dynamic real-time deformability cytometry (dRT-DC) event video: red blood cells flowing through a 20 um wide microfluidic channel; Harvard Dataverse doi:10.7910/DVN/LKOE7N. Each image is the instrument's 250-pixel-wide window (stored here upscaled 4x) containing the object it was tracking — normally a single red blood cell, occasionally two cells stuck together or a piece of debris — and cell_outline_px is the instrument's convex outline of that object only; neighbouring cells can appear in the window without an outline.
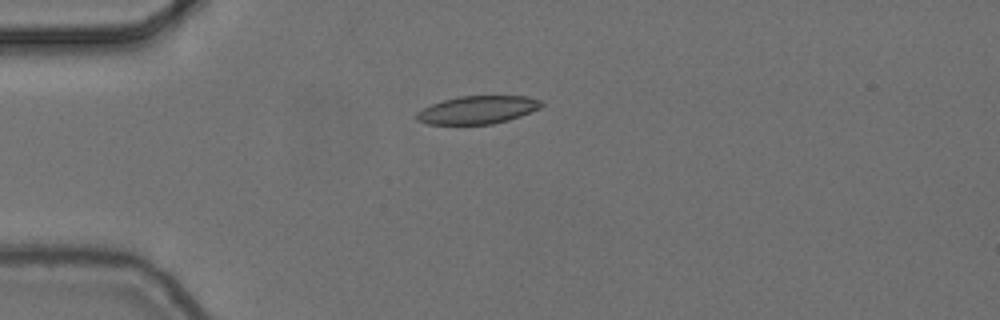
{"species": "common noctule bat (a hibernating species)", "species_latin": "Nyctalus noctula", "temperature_condition": "cold", "stored_images_in_passage": 6, "camera_frame_rate_fps": 3000, "um_per_image_px": 0.085, "animal": {"sex": "female", "body_mass_g": 24.6, "forearm_length_mm": 56.2}, "frame": {"image": 1, "passage_image": 4, "time_ms": 1.0, "image_size_px": [1000, 320], "cell_outline_px": [[544, 104], [540, 108], [520, 116], [508, 120], [492, 124], [428, 124], [416, 120], [416, 112], [432, 104], [444, 100], [460, 96], [528, 96], [544, 100]], "centroid_in_image_um": [40.64, 9.33], "position_along_channel_um": 44.4, "area_um2": 20.35}}
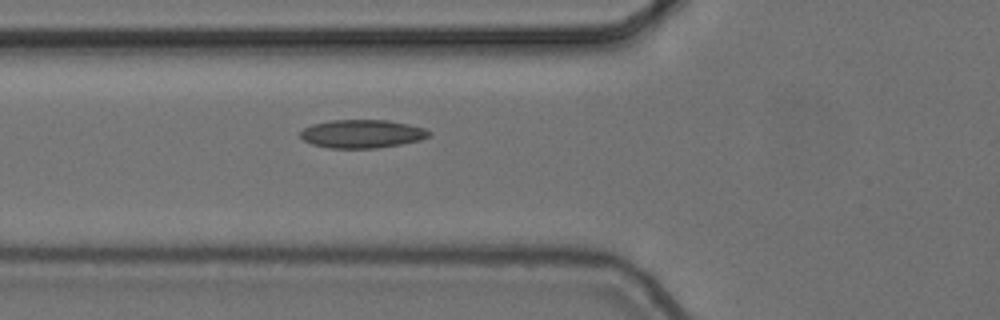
{"frame": {"image": 2, "passage_image": 6, "time_ms": 1.667, "image_size_px": [1000, 320], "cell_outline_px": [[432, 132], [428, 136], [420, 140], [400, 144], [376, 148], [328, 148], [312, 144], [304, 140], [300, 136], [300, 132], [304, 128], [312, 124], [332, 120], [388, 120], [408, 124], [424, 128]], "centroid_in_image_um": [30.76, 11.37], "position_along_channel_um": 95.0, "area_um2": 21.15}}